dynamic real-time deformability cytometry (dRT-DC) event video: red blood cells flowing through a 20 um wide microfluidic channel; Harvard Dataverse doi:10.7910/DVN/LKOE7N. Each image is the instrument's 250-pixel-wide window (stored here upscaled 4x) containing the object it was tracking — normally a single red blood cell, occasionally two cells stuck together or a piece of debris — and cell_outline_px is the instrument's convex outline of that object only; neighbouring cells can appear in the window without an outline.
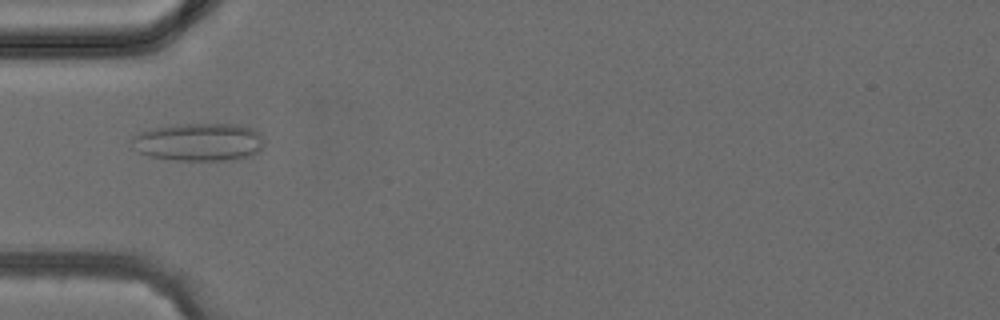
{"species": "common noctule bat (a hibernating species)", "species_latin": "Nyctalus noctula", "temperature_condition": "cold", "stored_images_in_passage": 4, "camera_frame_rate_fps": 3000, "um_per_image_px": 0.085, "animal": {"sex": "female", "body_mass_g": 24.6, "forearm_length_mm": 56.2}, "frame": {"image": 1, "passage_image": 3, "time_ms": 3.333, "image_size_px": [1000, 320], "cell_outline_px": [[264, 140], [260, 148], [256, 152], [248, 156], [232, 160], [172, 160], [148, 156], [132, 148], [132, 136], [140, 132], [156, 128], [176, 124], [236, 124], [252, 128]], "centroid_in_image_um": [16.86, 12.07], "position_along_channel_um": 68.1, "area_um2": 29.07}}
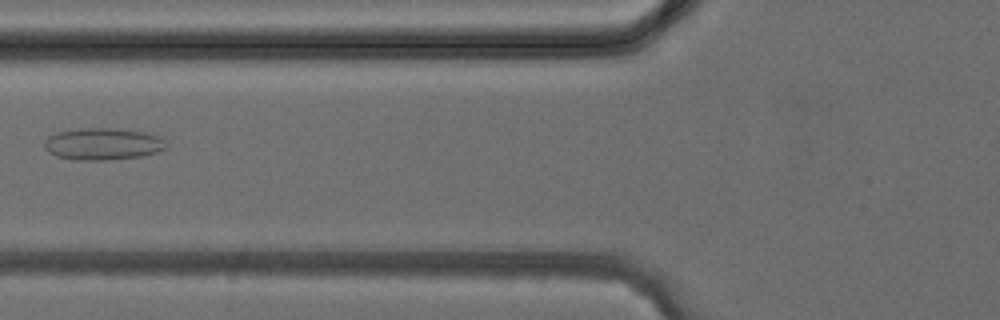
{"frame": {"image": 2, "passage_image": 4, "time_ms": 4.333, "image_size_px": [1000, 320], "cell_outline_px": [[168, 148], [156, 152], [140, 156], [104, 160], [76, 160], [56, 156], [48, 152], [44, 148], [44, 140], [48, 136], [56, 132], [80, 128], [120, 128], [144, 132], [160, 136], [168, 144]], "centroid_in_image_um": [8.74, 12.22], "position_along_channel_um": 117.1, "area_um2": 22.95}}